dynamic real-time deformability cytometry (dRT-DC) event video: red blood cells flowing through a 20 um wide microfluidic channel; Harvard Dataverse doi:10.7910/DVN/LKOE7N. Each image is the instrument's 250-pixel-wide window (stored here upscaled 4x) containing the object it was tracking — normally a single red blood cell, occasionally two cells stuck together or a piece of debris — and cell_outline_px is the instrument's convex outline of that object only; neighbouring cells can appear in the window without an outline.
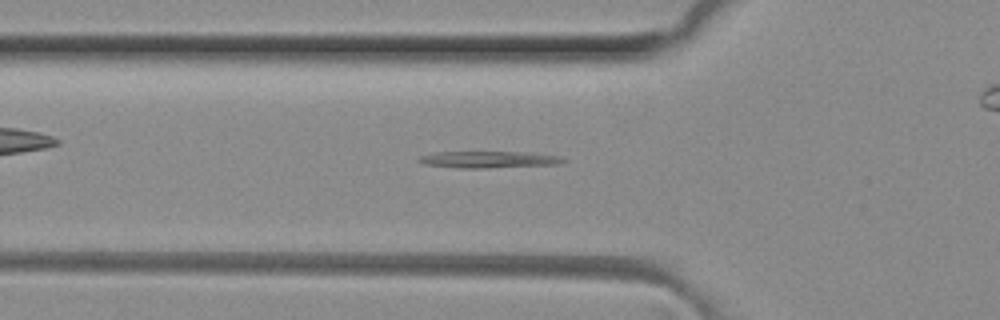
{"species": "common noctule bat (a hibernating species)", "species_latin": "Nyctalus noctula", "temperature_condition": "room temperature", "stored_images_in_passage": 49, "camera_frame_rate_fps": 3000, "um_per_image_px": 0.085, "animal": {"sex": "female", "body_mass_g": 29.2, "forearm_length_mm": 56.3}, "frame": {"image": 1, "passage_image": 16, "time_ms": 5.0, "image_size_px": [1000, 320], "cell_outline_px": [[564, 160], [560, 164], [488, 168], [456, 168], [424, 164], [416, 160], [420, 156], [436, 152], [524, 152], [560, 156]], "centroid_in_image_um": [41.49, 13.56], "position_along_channel_um": 84.3, "area_um2": 13.99}}
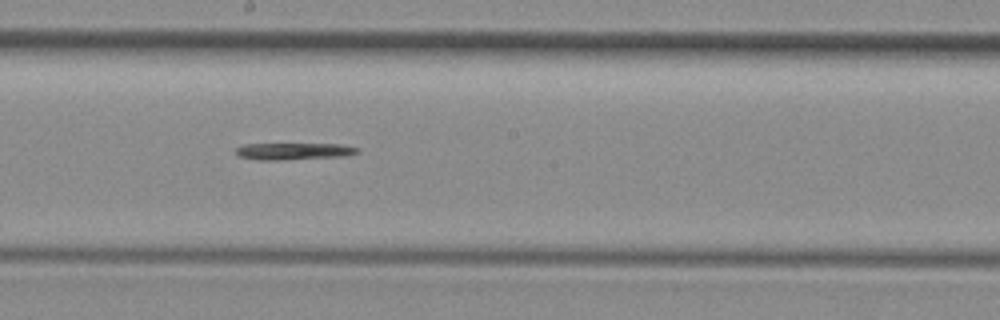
{"frame": {"image": 2, "passage_image": 26, "time_ms": 8.333, "image_size_px": [1000, 320], "cell_outline_px": [[360, 152], [344, 156], [284, 160], [256, 160], [240, 156], [236, 152], [236, 148], [244, 144], [340, 144], [360, 148]], "centroid_in_image_um": [25.0, 12.86], "position_along_channel_um": 223.2, "area_um2": 11.96}}
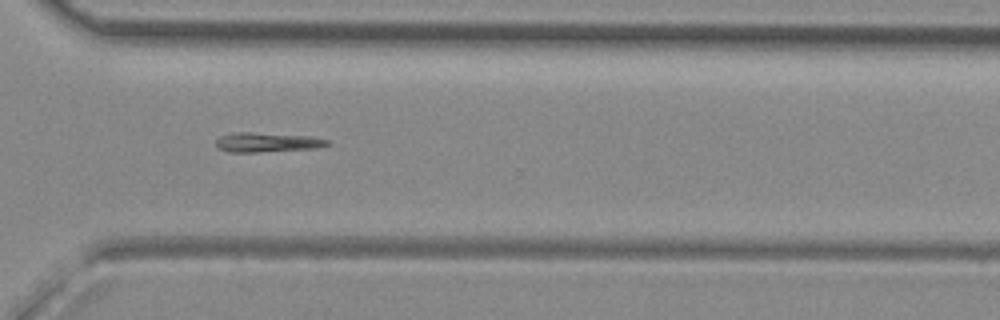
{"frame": {"image": 3, "passage_image": 35, "time_ms": 11.333, "image_size_px": [1000, 320], "cell_outline_px": [[332, 144], [316, 148], [256, 152], [228, 152], [216, 148], [216, 140], [220, 136], [236, 132], [252, 132], [308, 136], [332, 140]], "centroid_in_image_um": [22.72, 12.09], "position_along_channel_um": 347.9, "area_um2": 12.77}}